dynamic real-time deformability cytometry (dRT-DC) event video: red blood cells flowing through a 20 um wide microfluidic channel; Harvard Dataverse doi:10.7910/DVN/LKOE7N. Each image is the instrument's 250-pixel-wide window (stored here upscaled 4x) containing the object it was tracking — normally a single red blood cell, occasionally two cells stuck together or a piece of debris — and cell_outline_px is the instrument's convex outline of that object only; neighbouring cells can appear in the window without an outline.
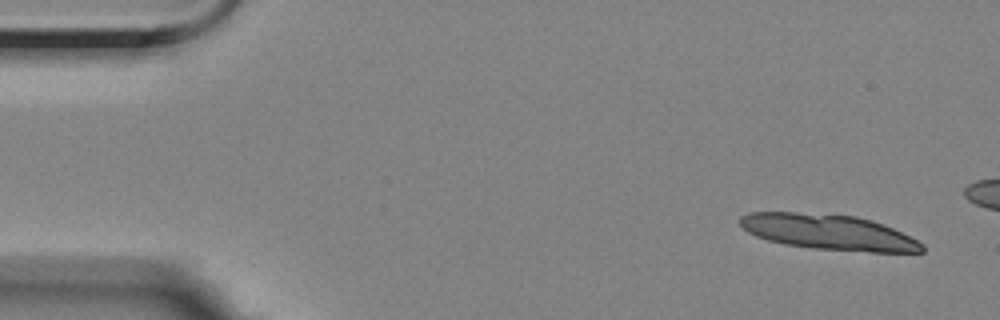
{"species": "Egyptian fruit bat (a non-hibernating species)", "species_latin": "Rousettus aegyptiacus", "temperature_condition": "room temperature", "stored_images_in_passage": 12, "camera_frame_rate_fps": 3000, "um_per_image_px": 0.085, "animal": {"sex": "female"}, "frame": {"image": 1, "passage_image": 3, "time_ms": 0.667, "image_size_px": [1000, 320], "cell_outline_px": [[924, 252], [872, 252], [812, 248], [784, 244], [768, 240], [756, 236], [748, 232], [740, 224], [740, 216], [748, 212], [796, 212], [856, 216], [872, 220], [884, 224], [924, 244]], "centroid_in_image_um": [70.42, 19.73], "position_along_channel_um": 14.6, "area_um2": 37.4}}